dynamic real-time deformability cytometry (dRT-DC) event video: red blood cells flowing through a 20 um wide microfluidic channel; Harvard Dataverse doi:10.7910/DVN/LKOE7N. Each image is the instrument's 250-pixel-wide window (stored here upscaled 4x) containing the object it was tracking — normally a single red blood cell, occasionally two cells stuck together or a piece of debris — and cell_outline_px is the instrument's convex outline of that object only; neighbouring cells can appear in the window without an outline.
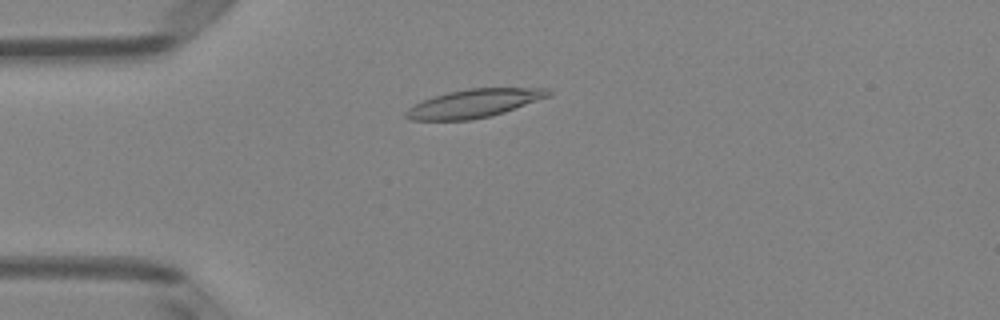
{"species": "Egyptian fruit bat (a non-hibernating species)", "species_latin": "Rousettus aegyptiacus", "temperature_condition": "room temperature", "stored_images_in_passage": 50, "camera_frame_rate_fps": 3000, "um_per_image_px": 0.085, "animal": {"sex": "female"}, "frame": {"image": 1, "passage_image": 13, "time_ms": 4.0, "image_size_px": [1000, 320], "cell_outline_px": [[552, 96], [492, 116], [472, 120], [408, 120], [404, 116], [404, 112], [408, 108], [424, 100], [448, 92], [468, 88], [548, 88], [552, 92]], "centroid_in_image_um": [40.33, 8.79], "position_along_channel_um": 44.7, "area_um2": 23.58}}
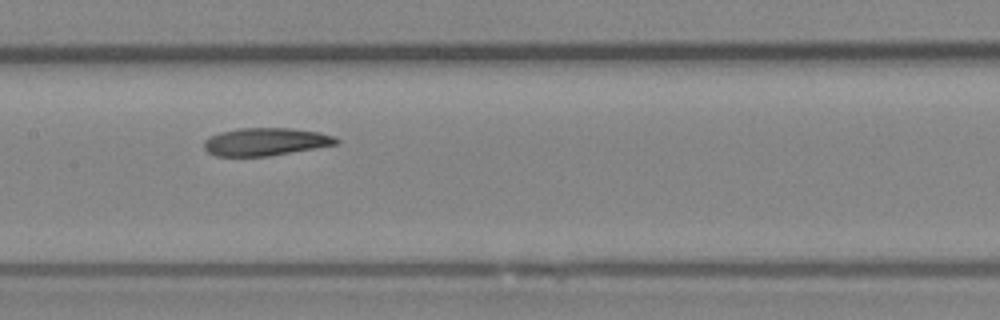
{"frame": {"image": 2, "passage_image": 25, "time_ms": 8.0, "image_size_px": [1000, 320], "cell_outline_px": [[340, 140], [336, 144], [268, 156], [216, 156], [208, 152], [204, 148], [204, 140], [208, 136], [220, 132], [240, 128], [288, 128], [320, 132], [336, 136]], "centroid_in_image_um": [22.55, 12.04], "position_along_channel_um": 184.9, "area_um2": 21.33}}
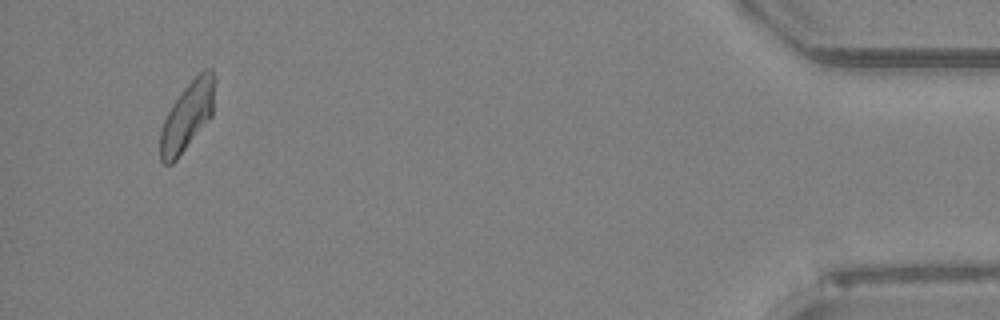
{"frame": {"image": 3, "passage_image": 48, "time_ms": 15.667, "image_size_px": [1000, 320], "cell_outline_px": [[216, 80], [212, 116], [176, 160], [172, 164], [164, 164], [160, 160], [160, 132], [164, 120], [172, 104], [184, 88], [204, 68], [212, 68]], "centroid_in_image_um": [15.94, 9.85], "position_along_channel_um": 419.3, "area_um2": 21.79}, "authors_computed_cell_mechanics": {"area_um2": 22.1663, "velocity_mm_per_s": 4.0169, "shape_relaxation_time_tau1_ms": 8.2483, "shape_relaxation_time_tau2_ms": 5.4543, "deformation_change_tau1": 0.221, "deformation_change_tau2": 0.1443}}